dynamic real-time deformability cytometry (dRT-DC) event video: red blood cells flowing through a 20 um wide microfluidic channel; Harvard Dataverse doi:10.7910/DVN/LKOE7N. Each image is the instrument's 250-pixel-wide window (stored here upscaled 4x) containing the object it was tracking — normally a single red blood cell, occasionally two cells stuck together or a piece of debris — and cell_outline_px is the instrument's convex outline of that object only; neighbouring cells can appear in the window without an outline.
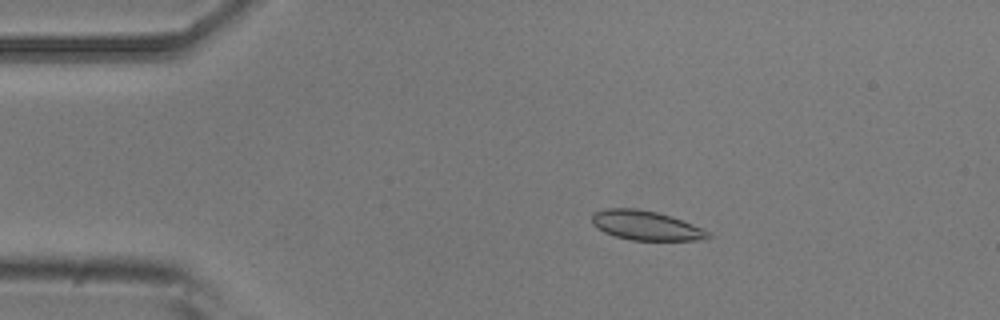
{"species": "common noctule bat (a hibernating species)", "species_latin": "Nyctalus noctula", "temperature_condition": "room temperature", "stored_images_in_passage": 6, "camera_frame_rate_fps": 3000, "um_per_image_px": 0.085, "animal": {"sex": "male", "body_mass_g": 20.5, "forearm_length_mm": 52.5}, "frame": {"image": 1, "passage_image": 3, "time_ms": 2.333, "image_size_px": [1000, 320], "cell_outline_px": [[712, 236], [704, 240], [632, 240], [616, 236], [604, 232], [596, 228], [592, 224], [592, 212], [604, 208], [636, 208], [656, 212], [672, 216], [704, 228]], "centroid_in_image_um": [54.9, 19.15], "position_along_channel_um": 30.1, "area_um2": 20.11}}
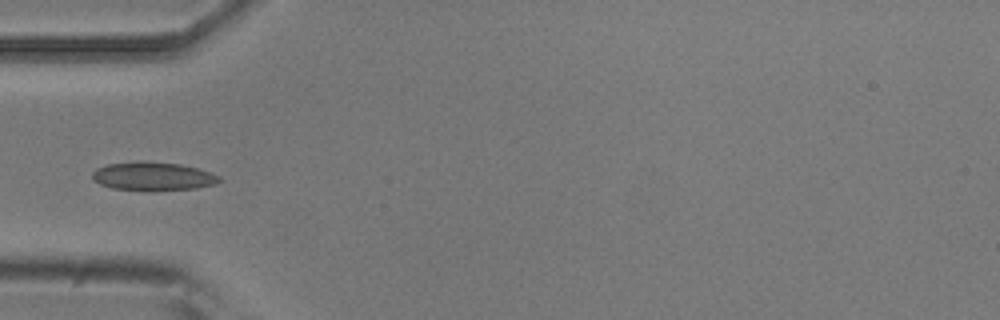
{"frame": {"image": 2, "passage_image": 5, "time_ms": 4.667, "image_size_px": [1000, 320], "cell_outline_px": [[224, 180], [216, 184], [196, 188], [152, 192], [148, 192], [112, 188], [100, 184], [92, 180], [92, 172], [96, 168], [108, 164], [140, 160], [144, 160], [180, 164], [212, 172], [220, 176]], "centroid_in_image_um": [13.01, 15.0], "position_along_channel_um": 72.0, "area_um2": 21.85}}
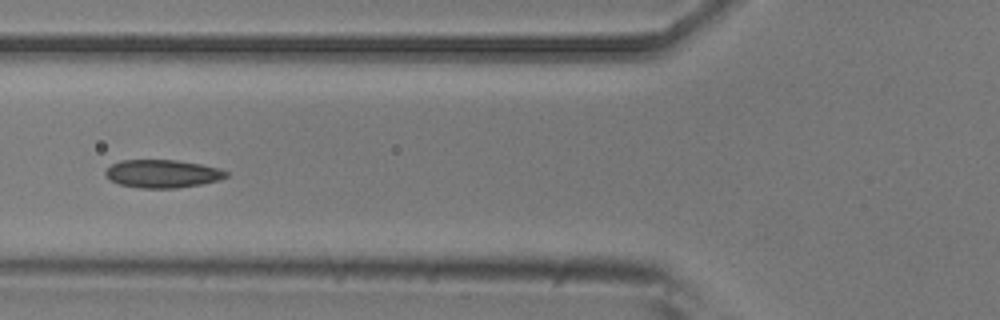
{"frame": {"image": 3, "passage_image": 6, "time_ms": 5.667, "image_size_px": [1000, 320], "cell_outline_px": [[228, 176], [220, 180], [200, 184], [176, 188], [140, 188], [120, 184], [112, 180], [104, 172], [112, 164], [120, 160], [176, 160], [200, 164], [220, 168], [228, 172]], "centroid_in_image_um": [13.84, 14.76], "position_along_channel_um": 112.0, "area_um2": 19.59}}